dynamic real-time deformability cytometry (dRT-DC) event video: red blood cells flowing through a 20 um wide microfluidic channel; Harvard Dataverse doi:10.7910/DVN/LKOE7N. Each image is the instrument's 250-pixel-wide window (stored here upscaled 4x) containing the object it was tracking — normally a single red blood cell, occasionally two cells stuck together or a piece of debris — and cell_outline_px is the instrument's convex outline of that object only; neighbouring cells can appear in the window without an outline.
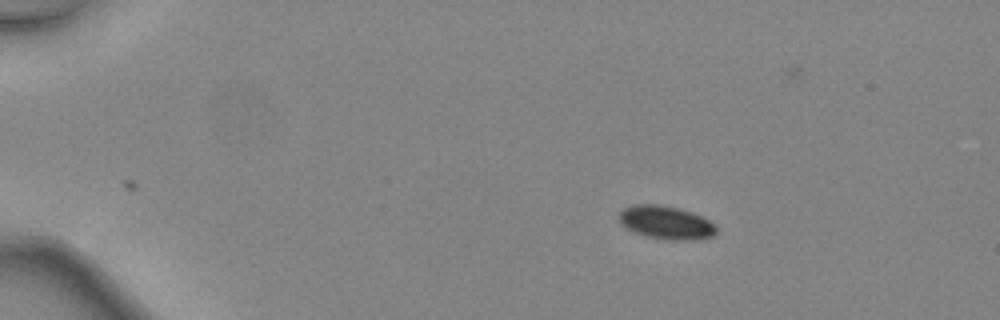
{"species": "common noctule bat (a hibernating species)", "species_latin": "Nyctalus noctula", "temperature_condition": "warm", "stored_images_in_passage": 7, "camera_frame_rate_fps": 3000, "um_per_image_px": 0.085, "animal": {"sex": "female", "body_mass_g": 24.6, "forearm_length_mm": 56.2}, "frame": {"image": 1, "passage_image": 1, "time_ms": 0.0, "image_size_px": [1000, 320], "cell_outline_px": [[716, 232], [712, 236], [692, 240], [668, 240], [644, 236], [620, 224], [620, 212], [624, 208], [632, 204], [660, 204], [692, 212], [708, 220], [716, 228]], "centroid_in_image_um": [56.58, 18.91], "position_along_channel_um": 28.4, "area_um2": 18.67}}